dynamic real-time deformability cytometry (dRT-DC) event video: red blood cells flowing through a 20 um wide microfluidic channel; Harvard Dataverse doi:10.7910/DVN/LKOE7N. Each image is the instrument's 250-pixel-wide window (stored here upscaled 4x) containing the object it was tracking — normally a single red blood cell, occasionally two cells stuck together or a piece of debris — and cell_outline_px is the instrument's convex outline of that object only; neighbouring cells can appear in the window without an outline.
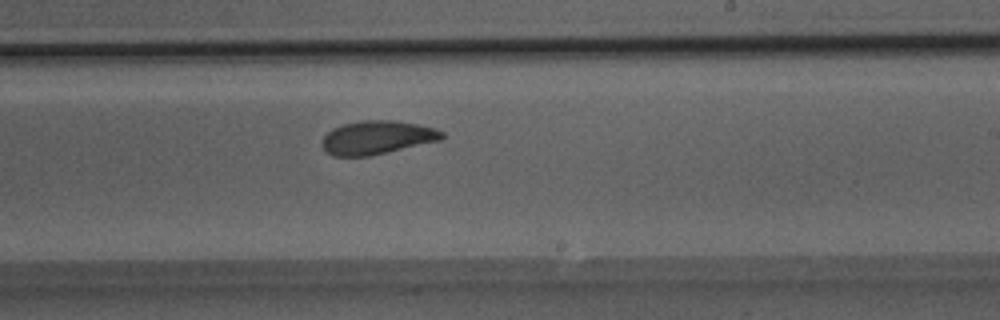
{"species": "Egyptian fruit bat (a non-hibernating species)", "species_latin": "Rousettus aegyptiacus", "temperature_condition": "room temperature", "stored_images_in_passage": 35, "segment_of_instrument_passage": [1, 2], "camera_frame_rate_fps": 3000, "um_per_image_px": 0.085, "animal": {"sex": "male"}, "frame": {"image": 1, "passage_image": 18, "time_ms": 5.667, "image_size_px": [1000, 320], "cell_outline_px": [[444, 136], [440, 140], [368, 156], [332, 156], [320, 144], [324, 136], [332, 128], [344, 124], [364, 120], [396, 120], [420, 124], [436, 128], [444, 132]], "centroid_in_image_um": [32.05, 11.67], "position_along_channel_um": 256.9, "area_um2": 23.35}}
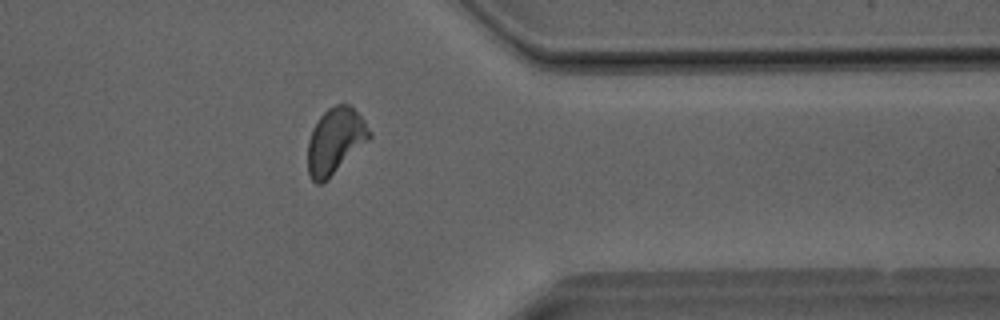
{"frame": {"image": 2, "passage_image": 26, "time_ms": 8.333, "image_size_px": [1000, 320], "cell_outline_px": [[372, 136], [368, 140], [320, 184], [316, 184], [308, 176], [308, 140], [312, 128], [320, 116], [328, 108], [336, 104], [348, 104], [364, 120], [372, 132]], "centroid_in_image_um": [28.47, 11.94], "position_along_channel_um": 382.9, "area_um2": 23.12}}
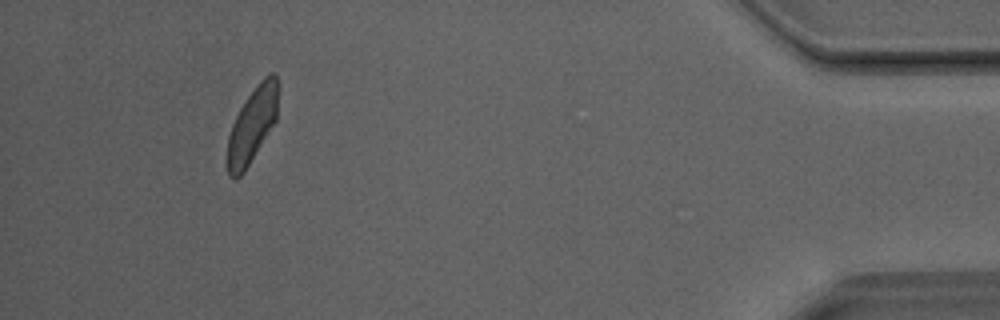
{"frame": {"image": 3, "passage_image": 31, "time_ms": 10.0, "image_size_px": [1000, 320], "cell_outline_px": [[280, 88], [276, 120], [244, 172], [236, 180], [228, 176], [228, 136], [232, 124], [244, 100], [256, 84], [268, 72], [276, 72], [280, 84]], "centroid_in_image_um": [21.49, 10.53], "position_along_channel_um": 413.7, "area_um2": 22.6}}